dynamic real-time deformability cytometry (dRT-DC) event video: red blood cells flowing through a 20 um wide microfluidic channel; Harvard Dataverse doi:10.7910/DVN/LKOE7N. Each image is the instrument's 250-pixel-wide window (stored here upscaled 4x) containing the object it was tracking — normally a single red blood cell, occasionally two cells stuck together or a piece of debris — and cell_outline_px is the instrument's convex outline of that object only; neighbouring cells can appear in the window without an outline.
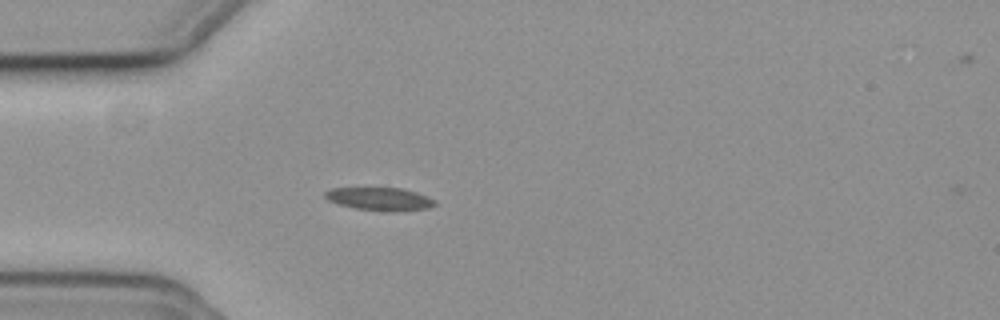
{"species": "common noctule bat (a hibernating species)", "species_latin": "Nyctalus noctula", "temperature_condition": "cold", "stored_images_in_passage": 18, "camera_frame_rate_fps": 3000, "um_per_image_px": 0.085, "animal": {"sex": "female", "body_mass_g": 19.3, "forearm_length_mm": 54.1}, "frame": {"image": 1, "passage_image": 15, "time_ms": 4.667, "image_size_px": [1000, 320], "cell_outline_px": [[436, 204], [428, 208], [396, 212], [388, 212], [356, 208], [340, 204], [328, 200], [324, 196], [324, 192], [332, 188], [400, 188], [416, 192], [436, 200]], "centroid_in_image_um": [32.3, 16.92], "position_along_channel_um": 52.7, "area_um2": 14.68}}